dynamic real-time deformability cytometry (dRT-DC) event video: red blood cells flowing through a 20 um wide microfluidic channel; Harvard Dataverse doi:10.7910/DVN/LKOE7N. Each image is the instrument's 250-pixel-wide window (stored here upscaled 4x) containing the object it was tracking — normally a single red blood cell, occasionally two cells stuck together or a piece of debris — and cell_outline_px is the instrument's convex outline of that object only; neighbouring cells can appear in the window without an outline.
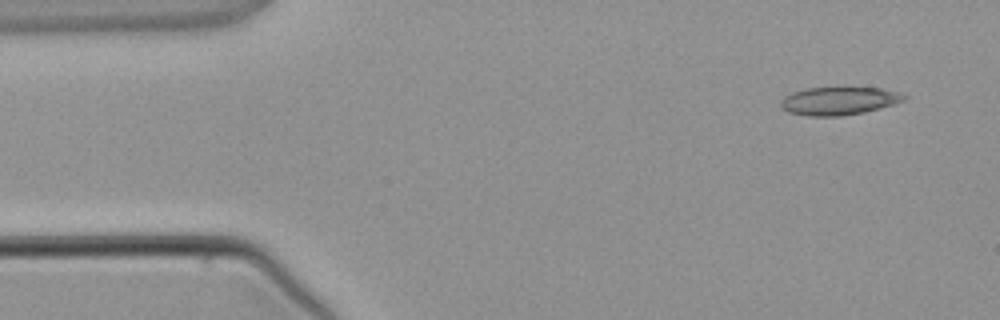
{"species": "common noctule bat (a hibernating species)", "species_latin": "Nyctalus noctula", "temperature_condition": "warm", "stored_images_in_passage": 4, "camera_frame_rate_fps": 3000, "um_per_image_px": 0.085, "animal": {"sex": "male", "body_mass_g": 21.5, "forearm_length_mm": 52.0}, "frame": {"image": 1, "passage_image": 4, "time_ms": 3.667, "image_size_px": [1000, 320], "cell_outline_px": [[908, 96], [904, 100], [880, 108], [864, 112], [840, 116], [808, 116], [788, 112], [780, 108], [780, 100], [784, 96], [792, 92], [804, 88], [836, 84], [880, 88], [900, 92]], "centroid_in_image_um": [71.27, 8.51], "position_along_channel_um": 13.7, "area_um2": 21.27}}